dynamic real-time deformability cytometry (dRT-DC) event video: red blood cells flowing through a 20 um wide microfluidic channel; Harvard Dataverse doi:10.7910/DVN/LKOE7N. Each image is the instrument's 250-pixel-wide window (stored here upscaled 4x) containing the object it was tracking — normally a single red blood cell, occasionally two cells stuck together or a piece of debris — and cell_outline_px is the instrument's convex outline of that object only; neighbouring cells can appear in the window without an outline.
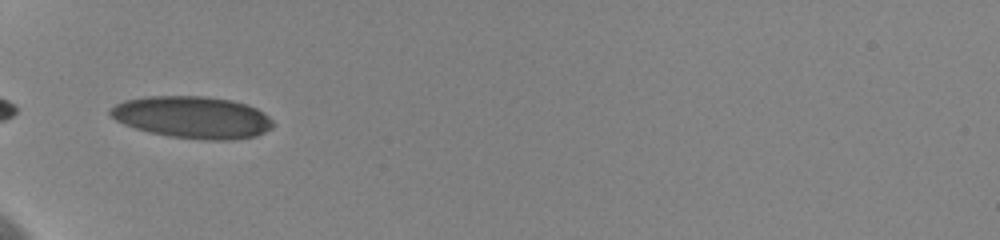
{"species": "human", "species_latin": "Homo sapiens", "temperature_condition": "cold", "stored_images_in_passage": 13, "camera_frame_rate_fps": 3000, "um_per_image_px": 0.085, "donor": {"sex": "female"}, "frame": {"image": 1, "passage_image": 1, "time_ms": 0.0, "image_size_px": [1000, 240], "cell_outline_px": [[272, 128], [256, 136], [232, 140], [204, 140], [168, 136], [148, 132], [124, 124], [116, 120], [108, 112], [108, 108], [124, 100], [144, 96], [204, 96], [232, 100], [248, 104], [256, 108], [268, 116], [272, 120]], "centroid_in_image_um": [16.34, 9.96], "position_along_channel_um": 68.7, "area_um2": 40.06}}